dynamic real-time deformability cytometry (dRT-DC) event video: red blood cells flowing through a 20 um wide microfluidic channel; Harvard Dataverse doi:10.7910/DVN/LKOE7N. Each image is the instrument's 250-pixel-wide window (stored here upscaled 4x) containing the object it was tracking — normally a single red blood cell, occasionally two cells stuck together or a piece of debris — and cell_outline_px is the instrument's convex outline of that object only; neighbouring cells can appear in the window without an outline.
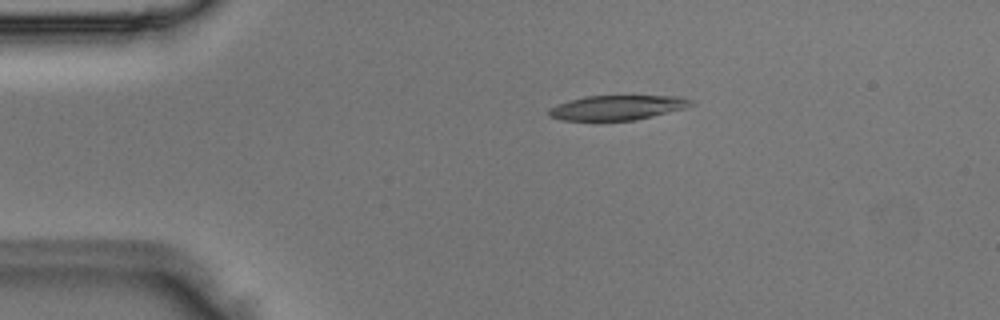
{"species": "Egyptian fruit bat (a non-hibernating species)", "species_latin": "Rousettus aegyptiacus", "temperature_condition": "room temperature", "stored_images_in_passage": 2, "camera_frame_rate_fps": 3000, "um_per_image_px": 0.085, "animal": {"sex": "male"}, "frame": {"image": 1, "passage_image": 1, "time_ms": 0.0, "image_size_px": [1000, 320], "cell_outline_px": [[696, 104], [688, 108], [636, 120], [560, 120], [548, 116], [548, 108], [556, 104], [584, 96], [680, 96], [696, 100]], "centroid_in_image_um": [52.53, 9.14], "position_along_channel_um": 32.5, "area_um2": 20.81}}